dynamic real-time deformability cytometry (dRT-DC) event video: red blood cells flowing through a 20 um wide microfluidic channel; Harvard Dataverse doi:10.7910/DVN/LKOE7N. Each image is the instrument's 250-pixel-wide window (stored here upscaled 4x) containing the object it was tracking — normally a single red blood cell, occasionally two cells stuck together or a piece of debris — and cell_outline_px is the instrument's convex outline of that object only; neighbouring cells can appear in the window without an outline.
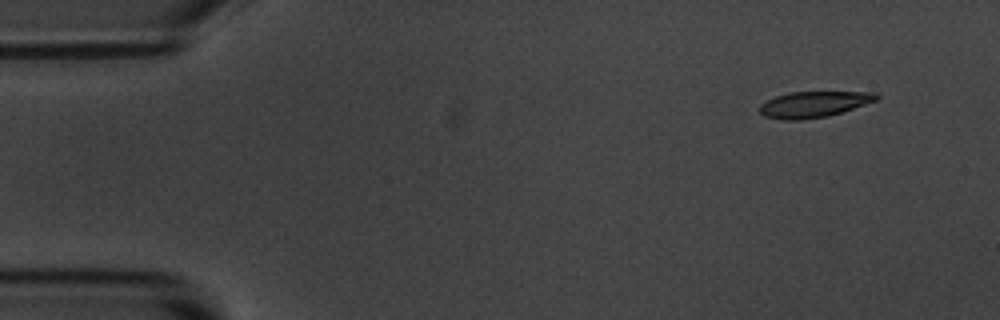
{"species": "common noctule bat (a hibernating species)", "species_latin": "Nyctalus noctula", "temperature_condition": "room temperature", "stored_images_in_passage": 4, "camera_frame_rate_fps": 3000, "um_per_image_px": 0.085, "animal": {"sex": "male", "body_mass_g": 20.1, "forearm_length_mm": 53.5}, "frame": {"image": 1, "passage_image": 1, "time_ms": 0.0, "image_size_px": [1000, 320], "cell_outline_px": [[880, 96], [876, 100], [828, 116], [800, 120], [784, 120], [764, 116], [760, 112], [760, 104], [776, 96], [788, 92], [876, 92]], "centroid_in_image_um": [69.14, 8.86], "position_along_channel_um": 15.9, "area_um2": 17.46}}
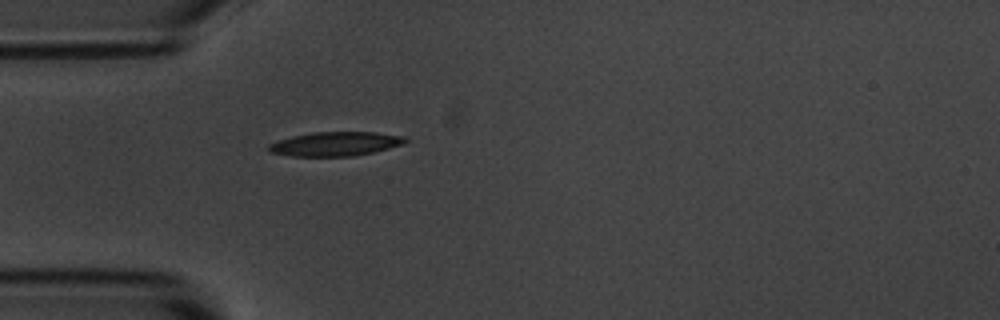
{"frame": {"image": 2, "passage_image": 4, "time_ms": 3.667, "image_size_px": [1000, 320], "cell_outline_px": [[408, 140], [404, 144], [372, 152], [352, 156], [292, 156], [268, 152], [268, 144], [292, 136], [312, 132], [376, 132], [404, 136]], "centroid_in_image_um": [28.5, 12.22], "position_along_channel_um": 56.5, "area_um2": 19.13}}